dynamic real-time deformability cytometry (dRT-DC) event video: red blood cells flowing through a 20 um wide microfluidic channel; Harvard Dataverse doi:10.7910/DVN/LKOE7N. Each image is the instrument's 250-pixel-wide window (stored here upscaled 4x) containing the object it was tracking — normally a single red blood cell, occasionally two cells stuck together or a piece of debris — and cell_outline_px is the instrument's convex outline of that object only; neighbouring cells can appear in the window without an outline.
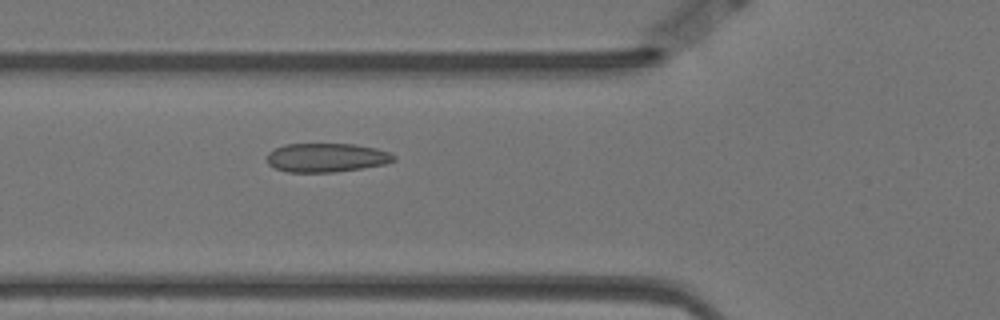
{"species": "Egyptian fruit bat (a non-hibernating species)", "species_latin": "Rousettus aegyptiacus", "temperature_condition": "warm", "stored_images_in_passage": 57, "camera_frame_rate_fps": 3000, "um_per_image_px": 0.085, "animal": {"sex": "female"}, "frame": {"image": 1, "passage_image": 20, "time_ms": 6.333, "image_size_px": [1000, 320], "cell_outline_px": [[396, 160], [384, 164], [360, 168], [332, 172], [288, 172], [276, 168], [268, 164], [268, 152], [284, 144], [352, 144], [376, 148], [388, 152], [396, 156]], "centroid_in_image_um": [27.75, 13.39], "position_along_channel_um": 98.1, "area_um2": 21.15}}
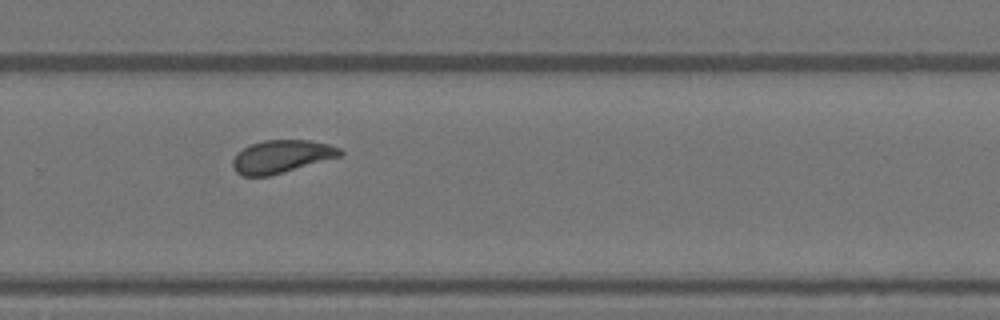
{"frame": {"image": 2, "passage_image": 38, "time_ms": 12.333, "image_size_px": [1000, 320], "cell_outline_px": [[344, 152], [340, 156], [268, 176], [244, 176], [236, 172], [232, 164], [232, 160], [236, 152], [252, 144], [264, 140], [308, 140], [328, 144], [340, 148]], "centroid_in_image_um": [23.9, 13.3], "position_along_channel_um": 305.9, "area_um2": 20.29}}
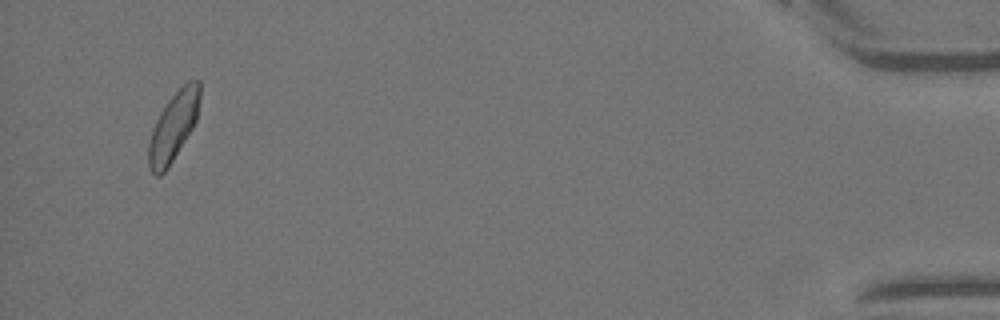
{"frame": {"image": 3, "passage_image": 55, "time_ms": 18.0, "image_size_px": [1000, 320], "cell_outline_px": [[200, 100], [196, 120], [192, 128], [168, 168], [160, 176], [156, 176], [148, 168], [148, 144], [152, 128], [160, 112], [168, 100], [188, 80], [200, 80]], "centroid_in_image_um": [14.72, 10.77], "position_along_channel_um": 420.5, "area_um2": 20.46}, "authors_computed_cell_mechanics": {"area_um2": 20.9814, "velocity_mm_per_s": 3.4553, "shape_relaxation_time_tau1_ms": 5.0908, "shape_relaxation_time_tau2_ms": 0.8975, "deformation_change_tau1": 0.1123, "deformation_change_tau2": 0.0548}}